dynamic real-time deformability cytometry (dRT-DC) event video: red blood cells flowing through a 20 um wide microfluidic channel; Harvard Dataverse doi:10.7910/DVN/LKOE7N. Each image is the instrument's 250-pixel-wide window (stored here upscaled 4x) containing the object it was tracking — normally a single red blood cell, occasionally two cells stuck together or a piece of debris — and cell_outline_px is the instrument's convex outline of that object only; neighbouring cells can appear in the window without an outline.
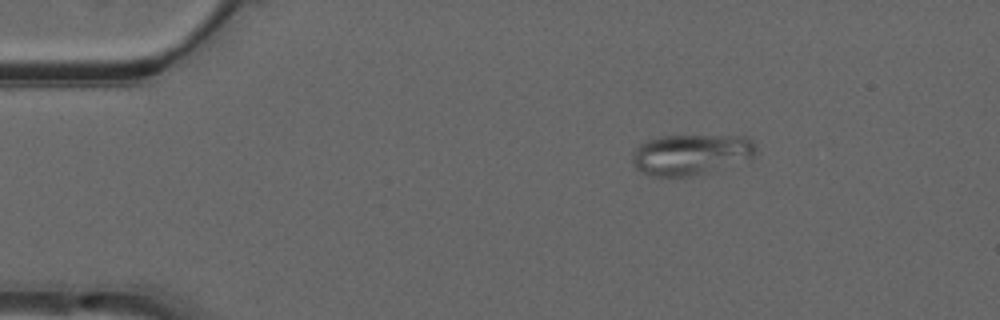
{"species": "common noctule bat (a hibernating species)", "species_latin": "Nyctalus noctula", "temperature_condition": "warm", "stored_images_in_passage": 44, "camera_frame_rate_fps": 3000, "um_per_image_px": 0.085, "animal": {"sex": "male", "forearm_length_mm": 52.5}, "frame": {"image": 1, "passage_image": 1, "time_ms": 0.0, "image_size_px": [1000, 320], "cell_outline_px": [[760, 152], [756, 156], [704, 176], [652, 176], [636, 168], [632, 164], [632, 152], [640, 144], [648, 140], [660, 136], [748, 136], [756, 144]], "centroid_in_image_um": [58.81, 13.14], "position_along_channel_um": 26.2, "area_um2": 30.06}}
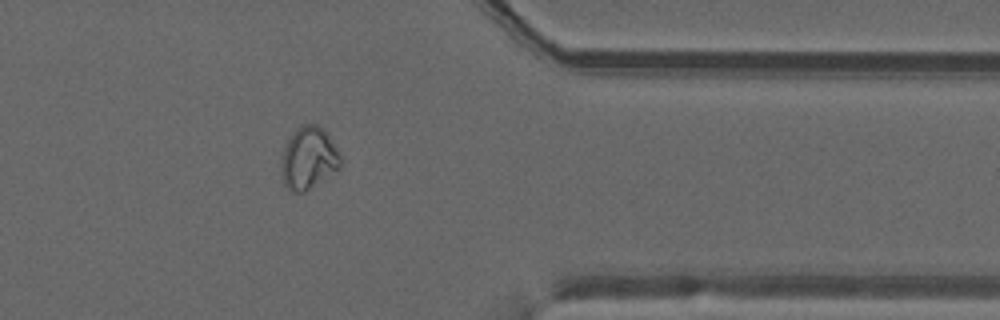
{"frame": {"image": 2, "passage_image": 34, "time_ms": 11.0, "image_size_px": [1000, 320], "cell_outline_px": [[344, 160], [340, 168], [304, 192], [292, 192], [284, 184], [280, 172], [280, 164], [284, 148], [288, 140], [296, 128], [304, 124], [316, 124], [324, 128], [328, 132]], "centroid_in_image_um": [26.25, 13.43], "position_along_channel_um": 385.1, "area_um2": 21.85}}
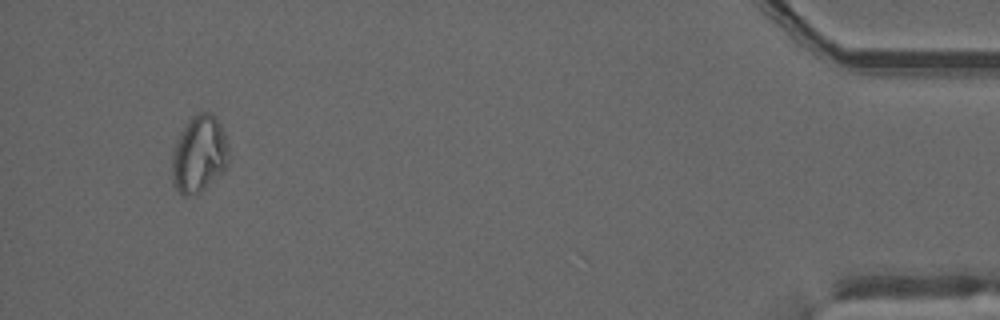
{"frame": {"image": 3, "passage_image": 41, "time_ms": 13.333, "image_size_px": [1000, 320], "cell_outline_px": [[228, 156], [224, 172], [204, 188], [196, 192], [184, 196], [172, 184], [172, 148], [180, 132], [188, 120], [192, 116], [200, 112], [212, 112], [220, 120], [228, 144]], "centroid_in_image_um": [16.92, 13.05], "position_along_channel_um": 418.3, "area_um2": 25.61}, "authors_computed_cell_mechanics": {"area_um2": 21.8484, "velocity_mm_per_s": 4.0208, "shape_relaxation_time_tau1_ms": null, "shape_relaxation_time_tau2_ms": 2.0994, "deformation_change_tau1": null, "deformation_change_tau2": 0.0846}}